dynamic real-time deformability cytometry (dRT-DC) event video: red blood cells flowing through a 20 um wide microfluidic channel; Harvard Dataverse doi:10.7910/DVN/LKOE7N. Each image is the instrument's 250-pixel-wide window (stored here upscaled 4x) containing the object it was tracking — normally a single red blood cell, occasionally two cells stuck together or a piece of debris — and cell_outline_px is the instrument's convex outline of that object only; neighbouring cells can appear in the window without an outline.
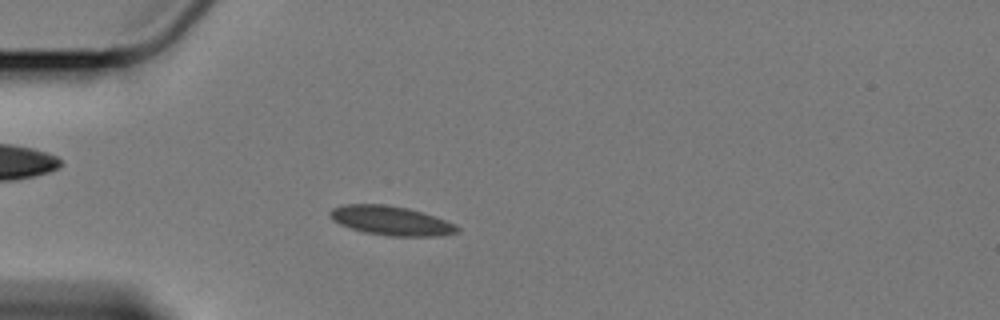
{"species": "Egyptian fruit bat (a non-hibernating species)", "species_latin": "Rousettus aegyptiacus", "temperature_condition": "cold", "stored_images_in_passage": 55, "camera_frame_rate_fps": 3000, "um_per_image_px": 0.085, "animal": {"sex": "female"}, "frame": {"image": 1, "passage_image": 14, "time_ms": 4.333, "image_size_px": [1000, 320], "cell_outline_px": [[460, 232], [440, 236], [388, 236], [364, 232], [340, 224], [332, 220], [328, 212], [332, 208], [344, 204], [388, 204], [408, 208], [424, 212], [456, 224], [460, 228]], "centroid_in_image_um": [33.26, 18.75], "position_along_channel_um": 51.7, "area_um2": 21.91}}
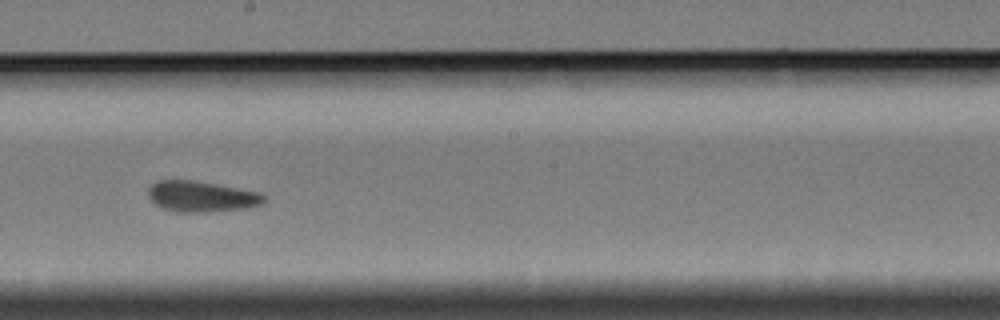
{"frame": {"image": 2, "passage_image": 31, "time_ms": 10.0, "image_size_px": [1000, 320], "cell_outline_px": [[264, 200], [260, 204], [248, 208], [204, 212], [176, 212], [164, 208], [156, 204], [148, 196], [148, 188], [156, 180], [192, 180], [216, 184], [260, 192], [264, 196]], "centroid_in_image_um": [17.1, 16.69], "position_along_channel_um": 231.1, "area_um2": 20.63}}
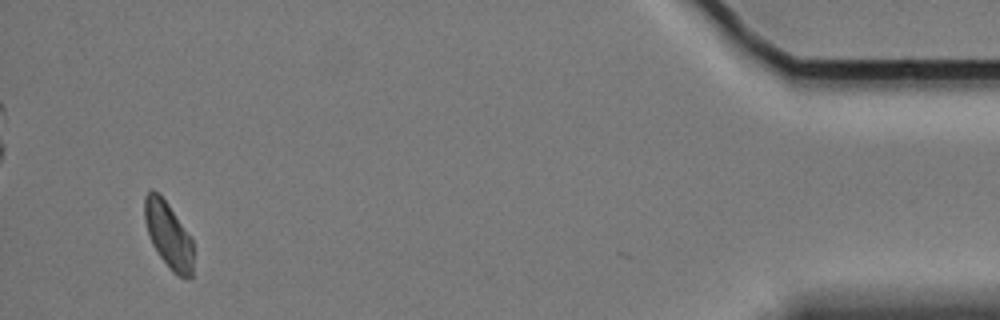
{"frame": {"image": 3, "passage_image": 54, "time_ms": 17.667, "image_size_px": [1000, 320], "cell_outline_px": [[192, 276], [188, 280], [172, 272], [160, 256], [152, 244], [144, 220], [144, 196], [152, 188], [160, 192], [192, 236]], "centroid_in_image_um": [14.31, 19.92], "position_along_channel_um": 420.9, "area_um2": 19.13}, "authors_computed_cell_mechanics": {"area_um2": 20.519, "velocity_mm_per_s": 3.3771, "shape_relaxation_time_tau1_ms": null, "shape_relaxation_time_tau2_ms": 5.9632, "deformation_change_tau1": null, "deformation_change_tau2": 0.0891}}